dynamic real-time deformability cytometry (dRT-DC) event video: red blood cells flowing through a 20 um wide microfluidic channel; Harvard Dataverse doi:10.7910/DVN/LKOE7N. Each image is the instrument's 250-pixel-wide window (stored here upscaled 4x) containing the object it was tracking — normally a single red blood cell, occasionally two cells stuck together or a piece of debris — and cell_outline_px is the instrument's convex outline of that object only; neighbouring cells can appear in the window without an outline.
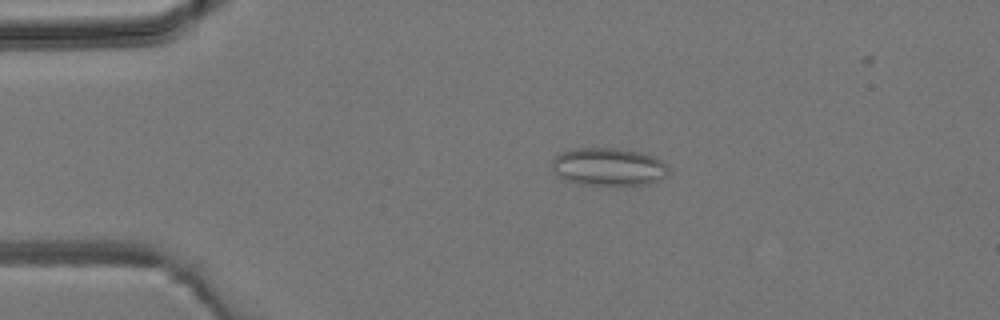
{"species": "common noctule bat (a hibernating species)", "species_latin": "Nyctalus noctula", "temperature_condition": "room temperature", "stored_images_in_passage": 4, "camera_frame_rate_fps": 3000, "um_per_image_px": 0.085, "animal": {"sex": "male", "body_mass_g": 19.2, "forearm_length_mm": 51.8}, "frame": {"image": 1, "passage_image": 3, "time_ms": 2.333, "image_size_px": [1000, 320], "cell_outline_px": [[668, 172], [660, 180], [648, 184], [580, 184], [564, 180], [556, 176], [552, 168], [552, 160], [560, 152], [576, 148], [628, 148], [652, 156], [660, 160], [668, 168]], "centroid_in_image_um": [51.68, 14.16], "position_along_channel_um": 33.3, "area_um2": 25.72}}